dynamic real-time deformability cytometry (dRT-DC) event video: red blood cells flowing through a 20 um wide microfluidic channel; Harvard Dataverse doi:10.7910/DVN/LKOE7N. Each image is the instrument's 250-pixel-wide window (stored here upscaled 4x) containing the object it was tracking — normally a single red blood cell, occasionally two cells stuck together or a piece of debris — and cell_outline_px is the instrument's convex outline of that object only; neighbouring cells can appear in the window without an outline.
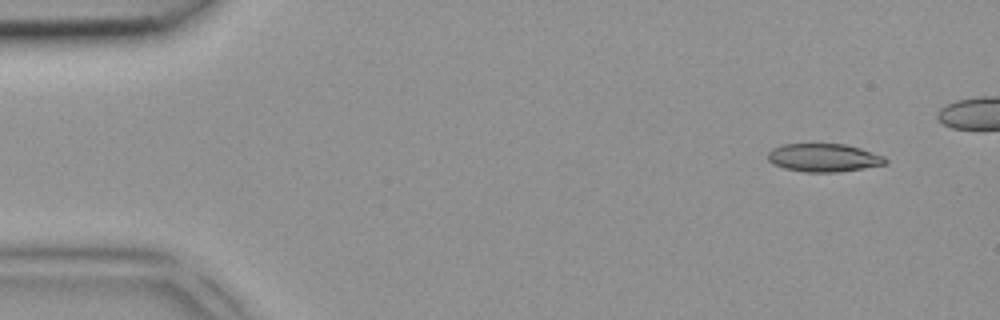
{"species": "common noctule bat (a hibernating species)", "species_latin": "Nyctalus noctula", "temperature_condition": "room temperature", "stored_images_in_passage": 5, "camera_frame_rate_fps": 3000, "um_per_image_px": 0.085, "animal": {"sex": "female", "body_mass_g": 18.4}, "frame": {"image": 1, "passage_image": 1, "time_ms": 0.0, "image_size_px": [1000, 320], "cell_outline_px": [[888, 164], [840, 172], [804, 172], [784, 168], [772, 164], [768, 160], [768, 152], [772, 148], [784, 144], [844, 144], [860, 148], [884, 156], [888, 160]], "centroid_in_image_um": [70.02, 13.41], "position_along_channel_um": 15.0, "area_um2": 19.42}}